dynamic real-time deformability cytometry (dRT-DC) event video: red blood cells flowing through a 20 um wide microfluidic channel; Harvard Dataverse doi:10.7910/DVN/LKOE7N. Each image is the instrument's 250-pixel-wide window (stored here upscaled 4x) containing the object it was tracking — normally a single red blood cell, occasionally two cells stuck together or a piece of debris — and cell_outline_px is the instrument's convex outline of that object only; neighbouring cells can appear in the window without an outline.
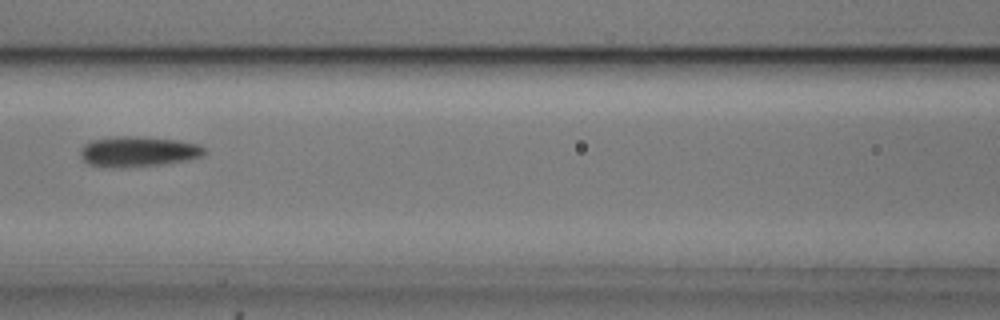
{"species": "common noctule bat (a hibernating species)", "species_latin": "Nyctalus noctula", "temperature_condition": "cold", "stored_images_in_passage": 6, "camera_frame_rate_fps": 3000, "um_per_image_px": 0.085, "animal": {"sex": "male", "body_mass_g": 20.5, "forearm_length_mm": 52.5}, "frame": {"image": 1, "passage_image": 6, "time_ms": 1.667, "image_size_px": [1000, 320], "cell_outline_px": [[208, 152], [204, 156], [188, 160], [160, 164], [88, 164], [80, 156], [80, 148], [84, 144], [92, 140], [116, 136], [136, 136], [176, 140], [200, 144]], "centroid_in_image_um": [11.83, 12.82], "position_along_channel_um": 154.8, "area_um2": 20.98}}